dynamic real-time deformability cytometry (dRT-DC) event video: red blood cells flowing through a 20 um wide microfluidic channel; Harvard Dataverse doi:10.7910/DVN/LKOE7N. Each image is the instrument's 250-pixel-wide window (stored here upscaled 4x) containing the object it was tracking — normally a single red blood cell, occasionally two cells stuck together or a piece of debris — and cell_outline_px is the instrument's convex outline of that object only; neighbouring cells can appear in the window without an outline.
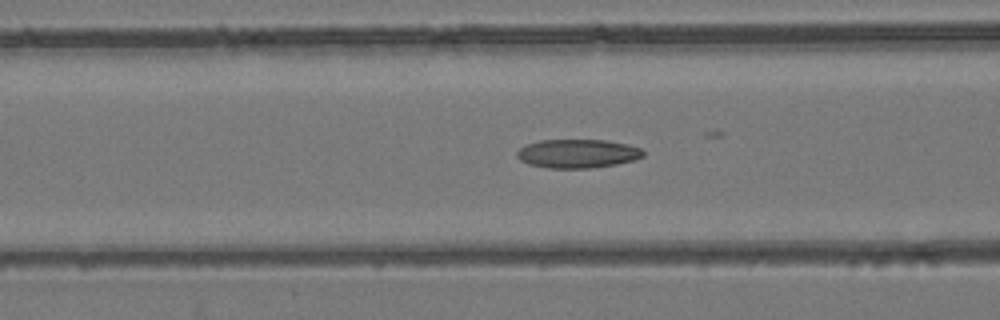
{"species": "common noctule bat (a hibernating species)", "species_latin": "Nyctalus noctula", "temperature_condition": "room temperature", "stored_images_in_passage": 42, "camera_frame_rate_fps": 3000, "um_per_image_px": 0.085, "animal": {"sex": "female", "body_mass_g": 24.6, "forearm_length_mm": 56.2}, "frame": {"image": 1, "passage_image": 22, "time_ms": 7.0, "image_size_px": [1000, 320], "cell_outline_px": [[644, 156], [632, 160], [616, 164], [592, 168], [548, 168], [528, 164], [520, 160], [516, 156], [516, 152], [524, 144], [540, 140], [604, 140], [628, 144], [640, 148], [644, 152]], "centroid_in_image_um": [49.05, 13.05], "position_along_channel_um": 117.5, "area_um2": 21.21}}
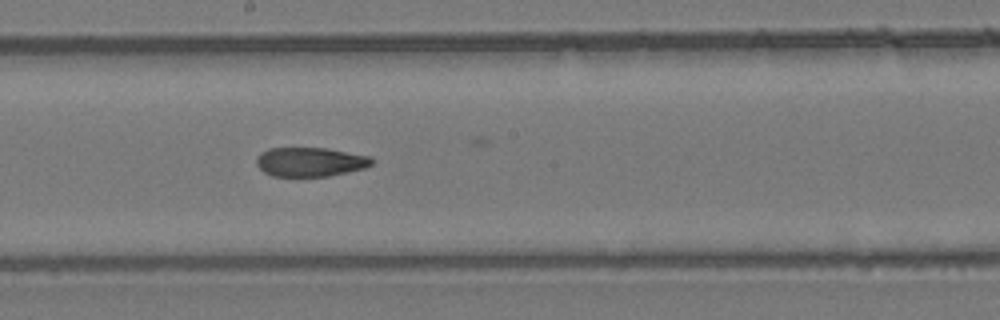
{"frame": {"image": 2, "passage_image": 30, "time_ms": 9.667, "image_size_px": [1000, 320], "cell_outline_px": [[372, 164], [364, 168], [348, 172], [328, 176], [272, 176], [264, 172], [256, 164], [256, 156], [260, 152], [268, 148], [328, 148], [368, 156], [372, 160]], "centroid_in_image_um": [26.32, 13.76], "position_along_channel_um": 221.9, "area_um2": 19.59}}
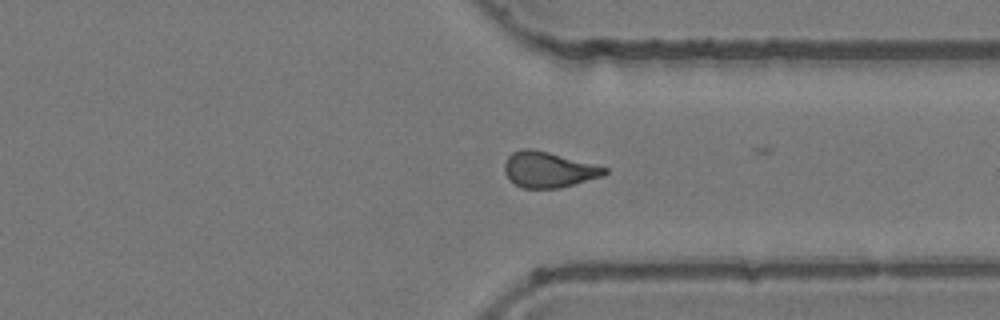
{"frame": {"image": 3, "passage_image": 41, "time_ms": 13.333, "image_size_px": [1000, 320], "cell_outline_px": [[608, 172], [604, 176], [560, 188], [524, 188], [516, 184], [504, 172], [504, 164], [508, 156], [512, 152], [520, 148], [528, 148], [548, 152], [596, 164], [608, 168]], "centroid_in_image_um": [46.65, 14.41], "position_along_channel_um": 364.7, "area_um2": 20.81}}